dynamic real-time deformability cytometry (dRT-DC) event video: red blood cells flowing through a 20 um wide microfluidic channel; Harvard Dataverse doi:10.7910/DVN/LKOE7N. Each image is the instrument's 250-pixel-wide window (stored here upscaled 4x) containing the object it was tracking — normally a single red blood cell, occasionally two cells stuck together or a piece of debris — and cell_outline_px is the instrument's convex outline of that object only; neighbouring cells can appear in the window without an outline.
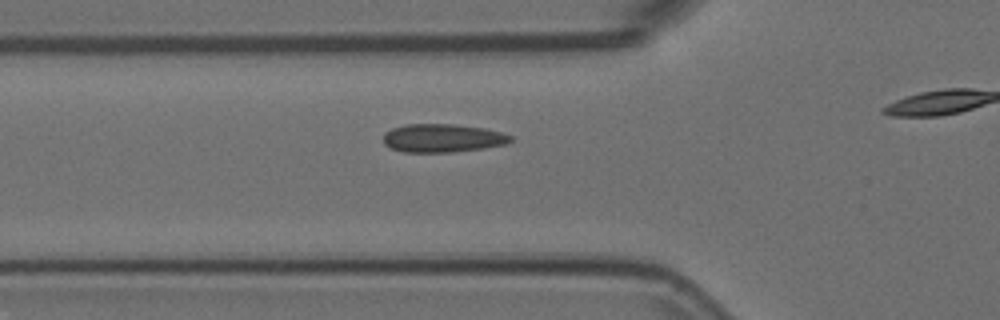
{"species": "Egyptian fruit bat (a non-hibernating species)", "species_latin": "Rousettus aegyptiacus", "temperature_condition": "room temperature", "stored_images_in_passage": 19, "camera_frame_rate_fps": 3000, "um_per_image_px": 0.085, "animal": {"sex": "female"}, "frame": {"image": 1, "passage_image": 14, "time_ms": 4.333, "image_size_px": [1000, 320], "cell_outline_px": [[512, 140], [504, 144], [480, 148], [452, 152], [404, 152], [392, 148], [384, 144], [384, 132], [392, 128], [404, 124], [456, 124], [484, 128], [500, 132], [512, 136]], "centroid_in_image_um": [37.58, 11.73], "position_along_channel_um": 88.2, "area_um2": 20.87}}